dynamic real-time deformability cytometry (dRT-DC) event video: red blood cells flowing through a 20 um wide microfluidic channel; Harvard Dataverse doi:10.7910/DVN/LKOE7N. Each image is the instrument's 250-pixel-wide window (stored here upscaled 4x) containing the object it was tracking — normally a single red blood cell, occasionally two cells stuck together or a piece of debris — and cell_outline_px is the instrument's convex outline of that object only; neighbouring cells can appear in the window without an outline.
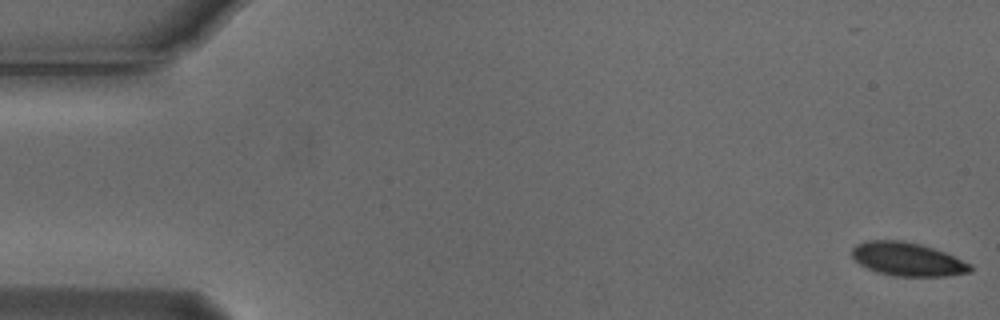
{"species": "Egyptian fruit bat (a non-hibernating species)", "species_latin": "Rousettus aegyptiacus", "temperature_condition": "cold", "stored_images_in_passage": 55, "camera_frame_rate_fps": 3000, "um_per_image_px": 0.085, "animal": {"sex": "male"}, "frame": {"image": 1, "passage_image": 1, "time_ms": 0.0, "image_size_px": [1000, 320], "cell_outline_px": [[972, 272], [948, 276], [896, 276], [876, 272], [860, 264], [852, 256], [852, 248], [856, 244], [868, 240], [904, 240], [920, 244], [944, 252], [972, 264]], "centroid_in_image_um": [77.15, 22.03], "position_along_channel_um": 7.9, "area_um2": 23.12}}
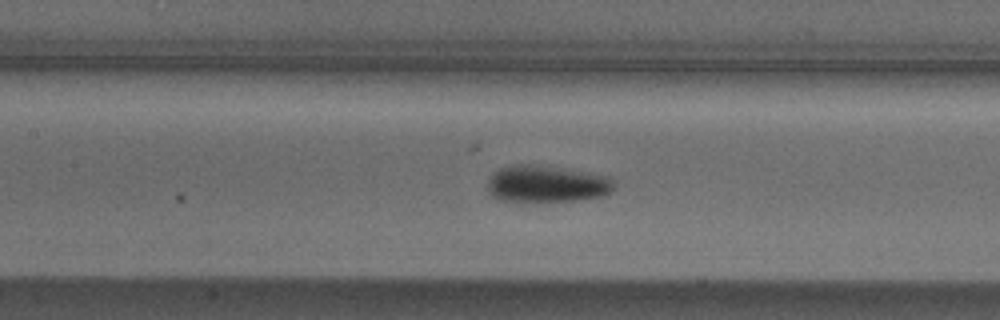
{"frame": {"image": 2, "passage_image": 25, "time_ms": 8.0, "image_size_px": [1000, 320], "cell_outline_px": [[616, 184], [604, 196], [576, 200], [536, 204], [500, 200], [492, 196], [488, 192], [488, 180], [500, 168], [520, 164], [532, 164], [584, 172], [608, 176]], "centroid_in_image_um": [46.43, 15.68], "position_along_channel_um": 161.0, "area_um2": 27.51}}
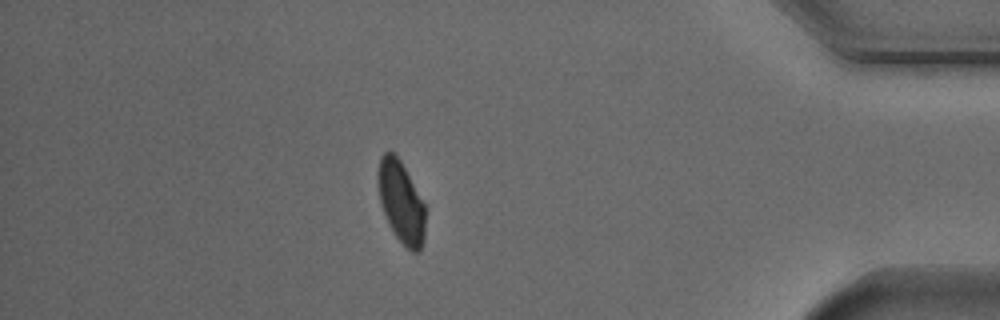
{"frame": {"image": 3, "passage_image": 48, "time_ms": 15.667, "image_size_px": [1000, 320], "cell_outline_px": [[424, 240], [420, 252], [412, 252], [396, 236], [388, 224], [380, 204], [380, 156], [384, 152], [392, 152], [400, 160], [424, 204]], "centroid_in_image_um": [34.11, 17.23], "position_along_channel_um": 401.1, "area_um2": 21.73}, "authors_computed_cell_mechanics": {"area_um2": 24.3338, "velocity_mm_per_s": 3.6967, "shape_relaxation_time_tau1_ms": 3.1936, "shape_relaxation_time_tau2_ms": null, "deformation_change_tau1": 0.1436, "deformation_change_tau2": null}}